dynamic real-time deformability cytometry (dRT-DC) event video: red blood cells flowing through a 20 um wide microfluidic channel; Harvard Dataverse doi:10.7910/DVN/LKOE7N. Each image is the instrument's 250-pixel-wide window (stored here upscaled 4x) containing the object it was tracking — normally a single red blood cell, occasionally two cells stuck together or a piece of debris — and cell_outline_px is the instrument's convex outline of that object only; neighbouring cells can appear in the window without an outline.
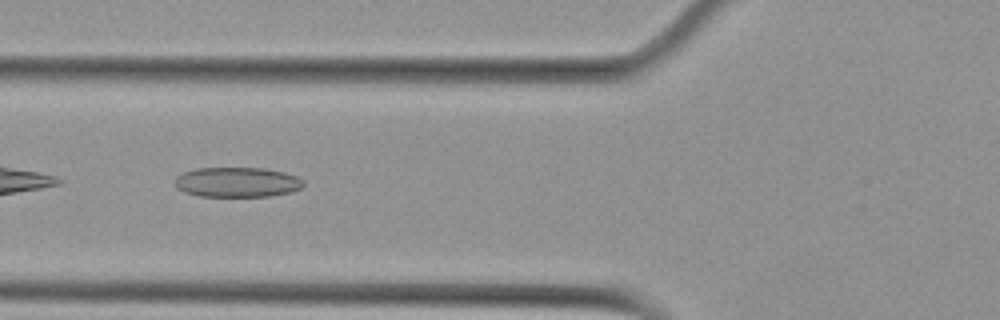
{"species": "Egyptian fruit bat (a non-hibernating species)", "species_latin": "Rousettus aegyptiacus", "temperature_condition": "cold", "stored_images_in_passage": 5, "camera_frame_rate_fps": 3000, "um_per_image_px": 0.085, "animal": {"sex": "female"}, "frame": {"image": 1, "passage_image": 3, "time_ms": 2.333, "image_size_px": [1000, 320], "cell_outline_px": [[304, 184], [300, 188], [292, 192], [268, 196], [200, 196], [184, 192], [176, 188], [176, 176], [184, 172], [196, 168], [264, 168], [284, 172], [296, 176], [304, 180]], "centroid_in_image_um": [20.16, 15.48], "position_along_channel_um": 105.6, "area_um2": 22.43}}
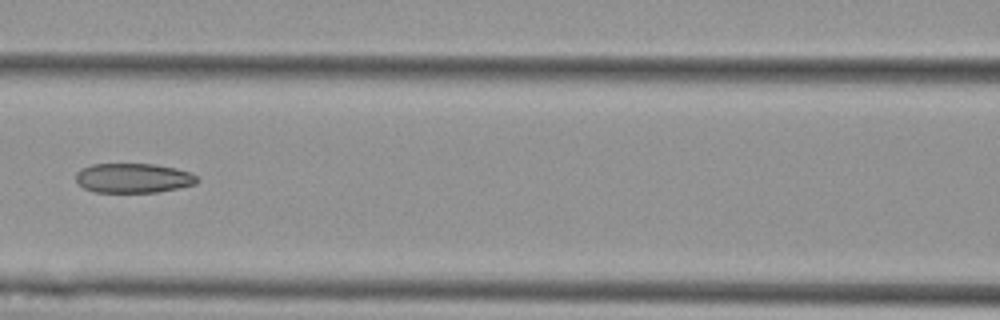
{"frame": {"image": 2, "passage_image": 4, "time_ms": 3.667, "image_size_px": [1000, 320], "cell_outline_px": [[200, 180], [196, 184], [156, 192], [96, 192], [84, 188], [76, 180], [76, 172], [80, 168], [92, 164], [156, 164], [176, 168], [188, 172], [196, 176]], "centroid_in_image_um": [11.32, 15.13], "position_along_channel_um": 155.3, "area_um2": 20.87}}
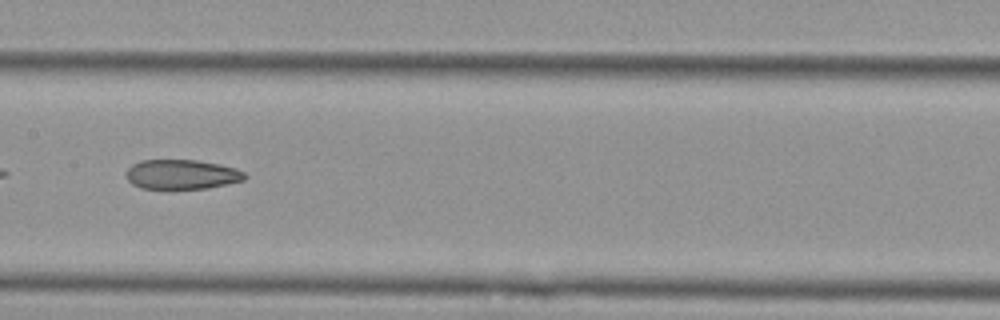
{"frame": {"image": 3, "passage_image": 5, "time_ms": 4.667, "image_size_px": [1000, 320], "cell_outline_px": [[248, 176], [244, 180], [208, 188], [140, 188], [132, 184], [128, 180], [124, 172], [132, 164], [140, 160], [196, 160], [220, 164], [236, 168], [244, 172]], "centroid_in_image_um": [15.44, 14.81], "position_along_channel_um": 192.0, "area_um2": 20.52}}